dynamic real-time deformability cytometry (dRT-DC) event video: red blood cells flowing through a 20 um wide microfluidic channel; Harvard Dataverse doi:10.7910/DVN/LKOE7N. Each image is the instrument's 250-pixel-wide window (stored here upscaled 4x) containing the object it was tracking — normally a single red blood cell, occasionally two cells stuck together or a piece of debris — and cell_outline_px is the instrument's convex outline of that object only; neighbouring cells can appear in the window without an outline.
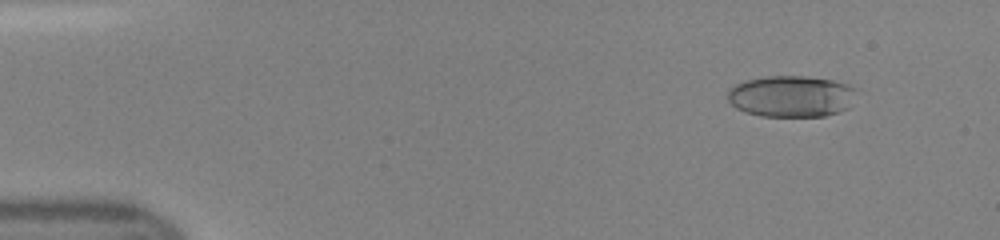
{"species": "human", "species_latin": "Homo sapiens", "temperature_condition": "room temperature", "stored_images_in_passage": 47, "camera_frame_rate_fps": 3000, "um_per_image_px": 0.085, "donor": {"sex": "female"}, "frame": {"image": 1, "passage_image": 5, "time_ms": 1.333, "image_size_px": [1000, 240], "cell_outline_px": [[856, 88], [848, 108], [840, 112], [824, 116], [760, 116], [744, 112], [736, 108], [728, 100], [728, 88], [744, 80], [768, 76], [804, 76], [832, 80], [848, 84]], "centroid_in_image_um": [67.22, 8.18], "position_along_channel_um": 17.8, "area_um2": 31.15}}
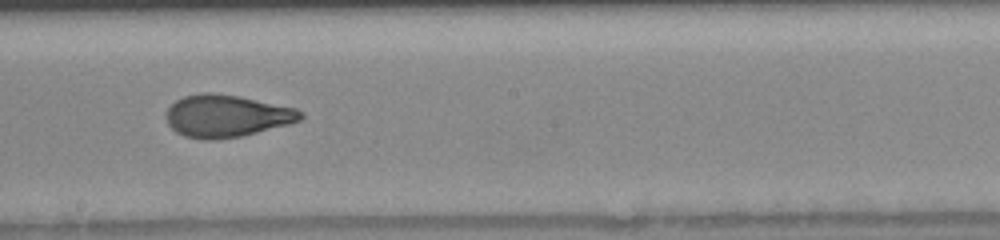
{"frame": {"image": 2, "passage_image": 27, "time_ms": 8.667, "image_size_px": [1000, 240], "cell_outline_px": [[304, 116], [300, 120], [288, 124], [240, 136], [216, 140], [204, 140], [184, 136], [176, 132], [168, 124], [164, 116], [168, 108], [176, 100], [184, 96], [204, 92], [212, 92], [240, 96], [296, 108], [304, 112]], "centroid_in_image_um": [19.23, 9.85], "position_along_channel_um": 229.0, "area_um2": 33.23}}
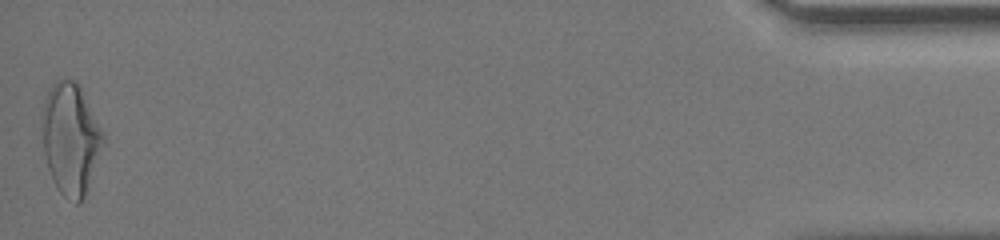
{"frame": {"image": 3, "passage_image": 47, "time_ms": 15.333, "image_size_px": [1000, 240], "cell_outline_px": [[104, 140], [84, 196], [76, 204], [64, 196], [60, 192], [48, 168], [44, 152], [40, 116], [48, 92], [52, 84], [56, 80], [76, 80], [104, 132]], "centroid_in_image_um": [5.98, 11.75], "position_along_channel_um": 429.2, "area_um2": 38.96}}